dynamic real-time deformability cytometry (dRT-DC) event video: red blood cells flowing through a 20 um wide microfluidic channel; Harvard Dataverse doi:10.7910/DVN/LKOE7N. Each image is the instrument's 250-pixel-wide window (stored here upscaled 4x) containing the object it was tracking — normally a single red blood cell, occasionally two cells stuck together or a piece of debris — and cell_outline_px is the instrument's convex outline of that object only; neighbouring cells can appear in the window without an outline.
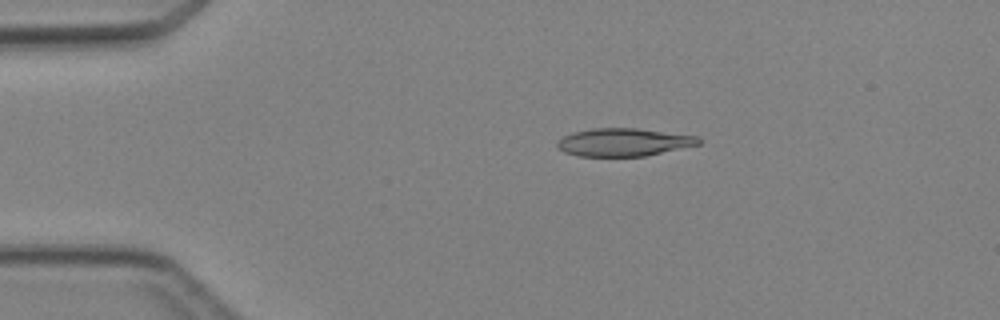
{"species": "Egyptian fruit bat (a non-hibernating species)", "species_latin": "Rousettus aegyptiacus", "temperature_condition": "cold", "stored_images_in_passage": 4, "camera_frame_rate_fps": 3000, "um_per_image_px": 0.085, "animal": {"sex": "female"}, "frame": {"image": 1, "passage_image": 3, "time_ms": 2.333, "image_size_px": [1000, 320], "cell_outline_px": [[704, 140], [700, 144], [644, 156], [580, 156], [564, 152], [556, 148], [556, 140], [572, 132], [592, 128], [636, 128], [696, 136]], "centroid_in_image_um": [52.96, 12.08], "position_along_channel_um": 32.0, "area_um2": 23.0}}